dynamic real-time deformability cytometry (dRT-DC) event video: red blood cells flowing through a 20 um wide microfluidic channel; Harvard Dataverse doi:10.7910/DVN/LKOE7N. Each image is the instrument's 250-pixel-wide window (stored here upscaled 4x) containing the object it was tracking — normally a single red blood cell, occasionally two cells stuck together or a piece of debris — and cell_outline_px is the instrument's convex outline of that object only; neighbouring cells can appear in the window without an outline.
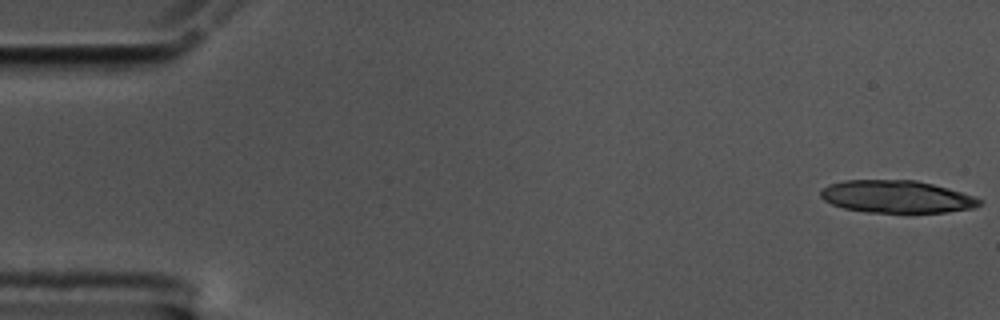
{"species": "common noctule bat (a hibernating species)", "species_latin": "Nyctalus noctula", "temperature_condition": "cold", "stored_images_in_passage": 10, "camera_frame_rate_fps": 3000, "um_per_image_px": 0.085, "animal": {"sex": "male", "body_mass_g": 17.5, "forearm_length_mm": 52.3}, "frame": {"image": 1, "passage_image": 1, "time_ms": 0.0, "image_size_px": [1000, 320], "cell_outline_px": [[984, 200], [980, 204], [972, 208], [944, 212], [868, 212], [844, 208], [832, 204], [824, 200], [820, 196], [820, 192], [828, 184], [844, 180], [916, 180], [948, 188], [976, 196]], "centroid_in_image_um": [76.22, 16.71], "position_along_channel_um": 8.8, "area_um2": 29.94}}